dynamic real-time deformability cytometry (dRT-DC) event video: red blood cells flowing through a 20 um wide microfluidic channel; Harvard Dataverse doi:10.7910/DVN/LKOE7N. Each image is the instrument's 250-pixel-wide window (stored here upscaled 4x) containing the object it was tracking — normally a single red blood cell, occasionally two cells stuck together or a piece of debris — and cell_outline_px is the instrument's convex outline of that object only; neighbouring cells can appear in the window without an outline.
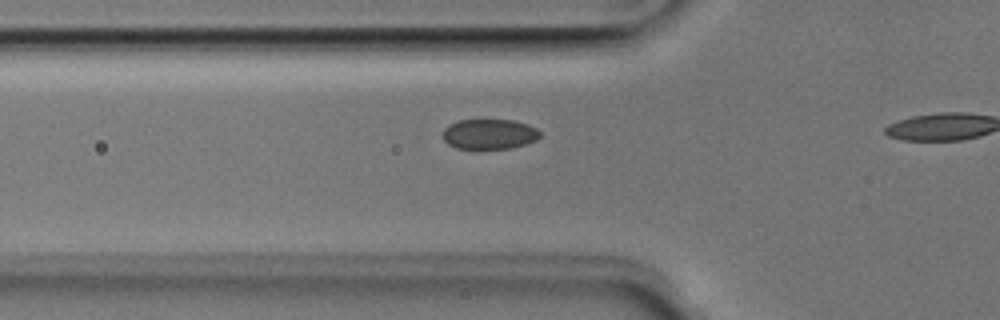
{"species": "Egyptian fruit bat (a non-hibernating species)", "species_latin": "Rousettus aegyptiacus", "temperature_condition": "room temperature", "stored_images_in_passage": 15, "camera_frame_rate_fps": 3000, "um_per_image_px": 0.085, "animal": {"sex": "male"}, "frame": {"image": 1, "passage_image": 13, "time_ms": 4.0, "image_size_px": [1000, 320], "cell_outline_px": [[540, 136], [536, 140], [512, 148], [456, 148], [448, 144], [444, 140], [444, 128], [448, 124], [456, 120], [512, 120], [528, 124], [536, 128], [540, 132]], "centroid_in_image_um": [41.58, 11.38], "position_along_channel_um": 84.2, "area_um2": 16.99}}